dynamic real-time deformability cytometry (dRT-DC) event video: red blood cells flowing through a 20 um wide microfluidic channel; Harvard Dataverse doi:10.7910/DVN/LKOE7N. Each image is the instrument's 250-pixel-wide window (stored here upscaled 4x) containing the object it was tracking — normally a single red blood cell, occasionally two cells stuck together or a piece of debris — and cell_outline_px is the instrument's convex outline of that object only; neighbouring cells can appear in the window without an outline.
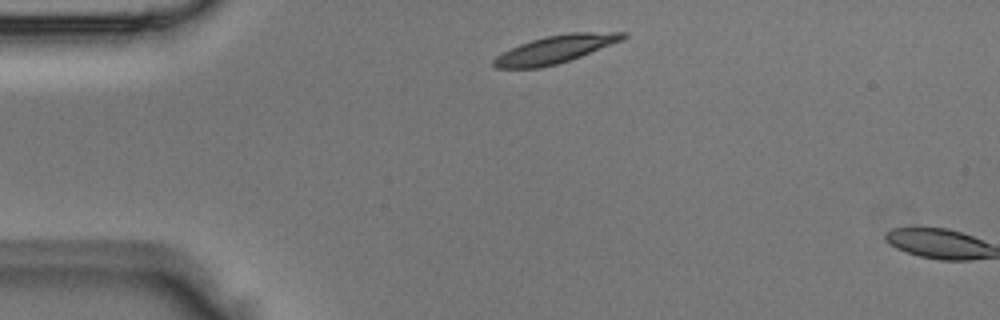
{"species": "Egyptian fruit bat (a non-hibernating species)", "species_latin": "Rousettus aegyptiacus", "temperature_condition": "room temperature", "stored_images_in_passage": 2, "camera_frame_rate_fps": 3000, "um_per_image_px": 0.085, "animal": {"sex": "male"}, "frame": {"image": 1, "passage_image": 1, "time_ms": 0.0, "image_size_px": [1000, 320], "cell_outline_px": [[628, 36], [624, 40], [580, 56], [556, 64], [540, 68], [496, 68], [492, 64], [492, 60], [496, 56], [520, 44], [544, 36], [568, 32], [628, 32]], "centroid_in_image_um": [47.23, 4.18], "position_along_channel_um": 37.8, "area_um2": 20.87}}